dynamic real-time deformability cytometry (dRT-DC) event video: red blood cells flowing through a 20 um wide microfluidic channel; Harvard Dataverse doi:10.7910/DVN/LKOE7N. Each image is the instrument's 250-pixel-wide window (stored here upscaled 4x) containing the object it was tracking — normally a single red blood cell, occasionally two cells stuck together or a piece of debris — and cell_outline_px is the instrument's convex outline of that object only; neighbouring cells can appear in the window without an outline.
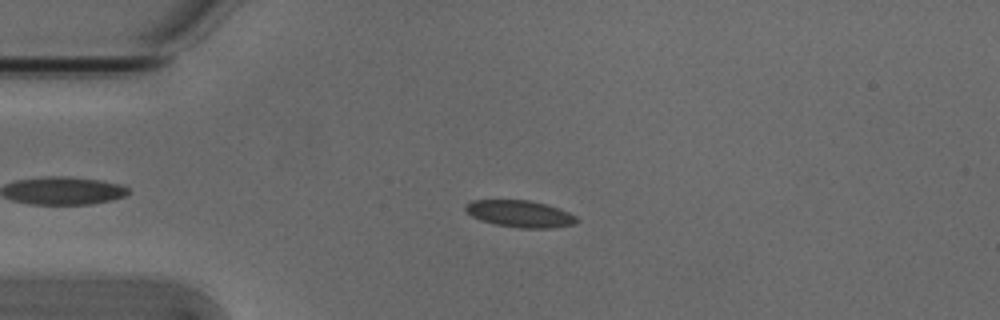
{"species": "Egyptian fruit bat (a non-hibernating species)", "species_latin": "Rousettus aegyptiacus", "temperature_condition": "cold", "stored_images_in_passage": 55, "camera_frame_rate_fps": 3000, "um_per_image_px": 0.085, "animal": {"sex": "male"}, "frame": {"image": 1, "passage_image": 13, "time_ms": 4.0, "image_size_px": [1000, 320], "cell_outline_px": [[580, 220], [576, 224], [552, 228], [520, 228], [496, 224], [480, 220], [472, 216], [464, 208], [464, 204], [472, 200], [528, 200], [560, 208], [576, 216]], "centroid_in_image_um": [44.22, 18.17], "position_along_channel_um": 40.8, "area_um2": 17.46}}
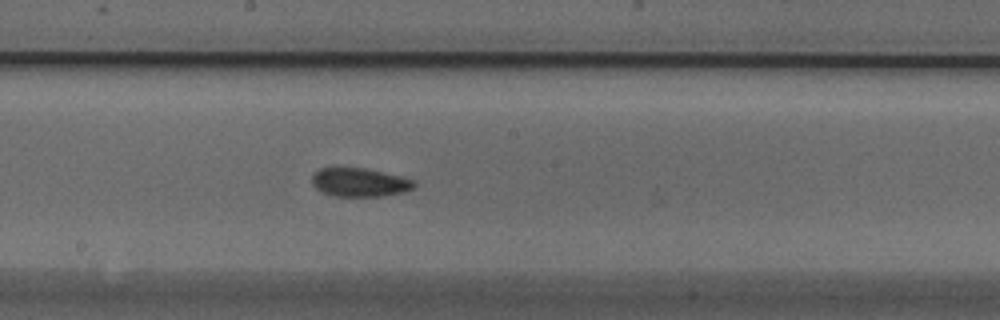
{"frame": {"image": 2, "passage_image": 29, "time_ms": 9.333, "image_size_px": [1000, 320], "cell_outline_px": [[416, 184], [412, 188], [404, 192], [384, 196], [332, 196], [316, 188], [312, 184], [312, 172], [320, 168], [364, 168], [400, 176], [416, 180]], "centroid_in_image_um": [30.56, 15.5], "position_along_channel_um": 217.6, "area_um2": 17.05}}
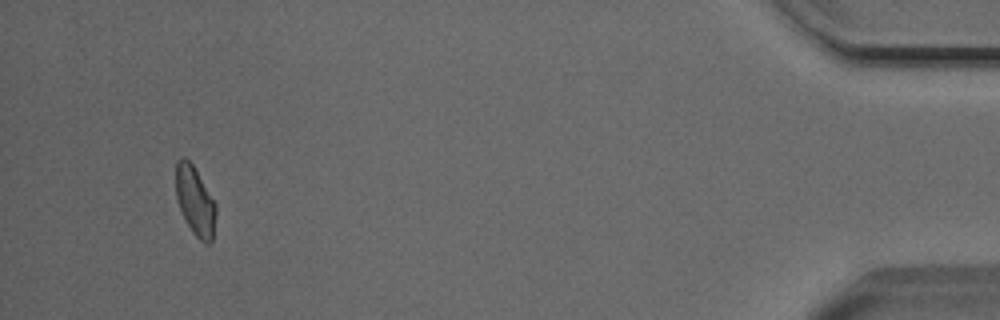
{"frame": {"image": 3, "passage_image": 51, "time_ms": 16.667, "image_size_px": [1000, 320], "cell_outline_px": [[216, 212], [212, 240], [208, 244], [204, 244], [192, 232], [184, 220], [176, 196], [176, 160], [180, 156], [184, 156], [192, 164], [216, 204]], "centroid_in_image_um": [16.57, 17.09], "position_along_channel_um": 418.6, "area_um2": 16.07}}